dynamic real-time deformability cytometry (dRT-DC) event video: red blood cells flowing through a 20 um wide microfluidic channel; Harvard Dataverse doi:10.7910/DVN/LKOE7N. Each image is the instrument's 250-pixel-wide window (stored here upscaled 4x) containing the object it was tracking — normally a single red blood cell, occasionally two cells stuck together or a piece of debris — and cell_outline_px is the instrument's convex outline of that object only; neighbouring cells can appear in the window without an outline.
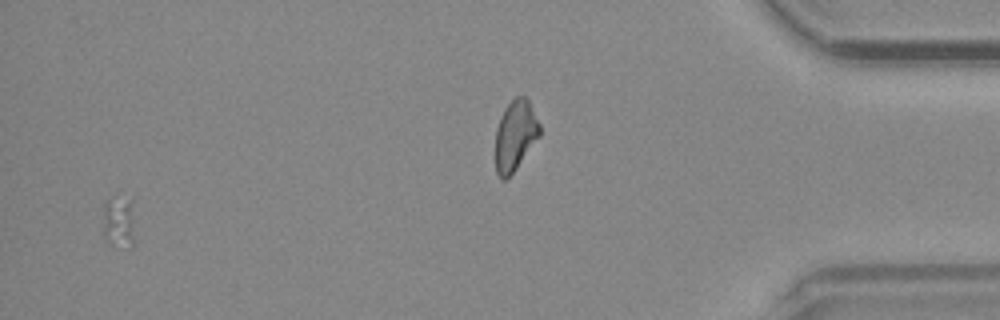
{"species": "common noctule bat (a hibernating species)", "species_latin": "Nyctalus noctula", "temperature_condition": "warm", "stored_images_in_passage": 34, "segment_of_instrument_passage": [2, 2], "camera_frame_rate_fps": 3000, "um_per_image_px": 0.085, "animal": {"sex": "male", "body_mass_g": 20.4}, "frame": {"image": 1, "passage_image": 32, "time_ms": 10.333, "image_size_px": [1000, 320], "cell_outline_px": [[136, 244], [132, 248], [112, 244], [104, 236], [104, 204], [112, 196], [132, 196]], "centroid_in_image_um": [10.19, 18.82], "position_along_channel_um": 425.0, "area_um2": 10.29}}